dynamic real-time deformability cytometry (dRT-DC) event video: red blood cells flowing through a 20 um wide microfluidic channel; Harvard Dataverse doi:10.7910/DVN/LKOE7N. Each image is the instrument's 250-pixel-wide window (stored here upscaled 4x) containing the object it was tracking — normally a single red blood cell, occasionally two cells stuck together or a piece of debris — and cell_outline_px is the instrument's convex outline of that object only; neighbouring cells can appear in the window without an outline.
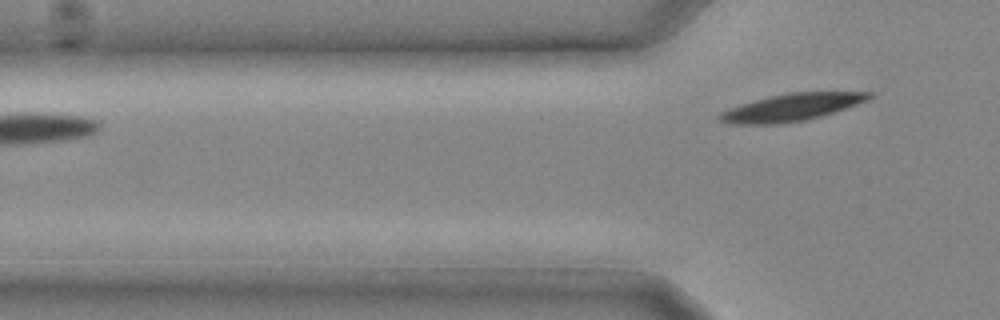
{"species": "common noctule bat (a hibernating species)", "species_latin": "Nyctalus noctula", "temperature_condition": "cold", "stored_images_in_passage": 3, "segment_of_instrument_passage": [2, 2], "camera_frame_rate_fps": 3000, "um_per_image_px": 0.085, "animal": {"sex": "male", "body_mass_g": 20.4}, "frame": {"image": 1, "passage_image": 3, "time_ms": 0.667, "image_size_px": [1000, 320], "cell_outline_px": [[872, 96], [868, 100], [820, 116], [804, 120], [784, 124], [732, 124], [716, 120], [716, 116], [720, 112], [756, 100], [788, 92], [872, 92]], "centroid_in_image_um": [67.25, 9.13], "position_along_channel_um": 58.6, "area_um2": 23.35}}